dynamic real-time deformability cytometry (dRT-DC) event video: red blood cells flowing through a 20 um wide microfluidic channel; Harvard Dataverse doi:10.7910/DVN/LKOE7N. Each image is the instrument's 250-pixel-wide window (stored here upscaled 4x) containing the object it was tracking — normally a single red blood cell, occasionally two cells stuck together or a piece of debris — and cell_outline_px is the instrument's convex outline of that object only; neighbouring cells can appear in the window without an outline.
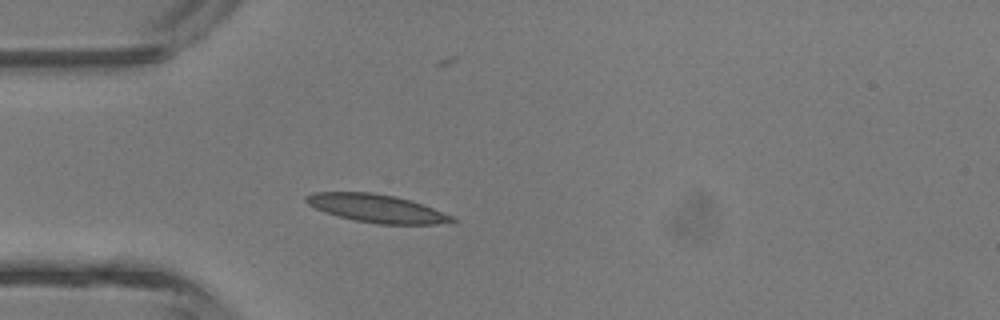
{"species": "common noctule bat (a hibernating species)", "species_latin": "Nyctalus noctula", "temperature_condition": "room temperature", "stored_images_in_passage": 2, "camera_frame_rate_fps": 3000, "um_per_image_px": 0.085, "animal": {"sex": "male", "body_mass_g": 13.3}, "frame": {"image": 1, "passage_image": 2, "time_ms": 1.333, "image_size_px": [1000, 320], "cell_outline_px": [[460, 220], [436, 224], [380, 224], [352, 220], [324, 212], [308, 204], [304, 200], [304, 196], [312, 192], [372, 192], [396, 196], [412, 200], [424, 204], [452, 216]], "centroid_in_image_um": [32.01, 17.7], "position_along_channel_um": 53.0, "area_um2": 24.04}}